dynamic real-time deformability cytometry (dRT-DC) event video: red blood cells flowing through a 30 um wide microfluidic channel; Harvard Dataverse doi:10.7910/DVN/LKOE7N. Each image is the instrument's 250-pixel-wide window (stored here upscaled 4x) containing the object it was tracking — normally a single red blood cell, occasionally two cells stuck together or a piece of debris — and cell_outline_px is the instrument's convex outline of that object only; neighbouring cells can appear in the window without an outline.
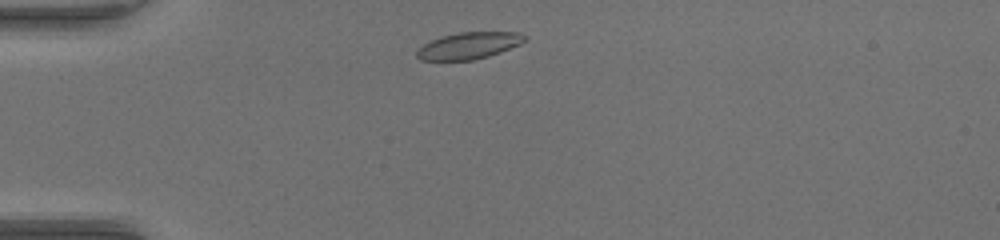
{"species": "common noctule bat (a hibernating species)", "species_latin": "Nyctalus noctula", "temperature_condition": "warm", "stored_images_in_passage": 40, "camera_frame_rate_fps": 3000, "um_per_image_px": 0.085, "animal": {"sex": "female", "body_mass_g": 17.0, "forearm_length_mm": 48.0}, "frame": {"image": 1, "passage_image": 2, "time_ms": 0.333, "image_size_px": [1000, 240], "cell_outline_px": [[528, 40], [520, 44], [500, 52], [488, 56], [472, 60], [420, 60], [416, 56], [416, 52], [424, 44], [440, 36], [460, 32], [520, 32], [528, 36]], "centroid_in_image_um": [39.89, 3.87], "position_along_channel_um": 45.1, "area_um2": 16.82}}
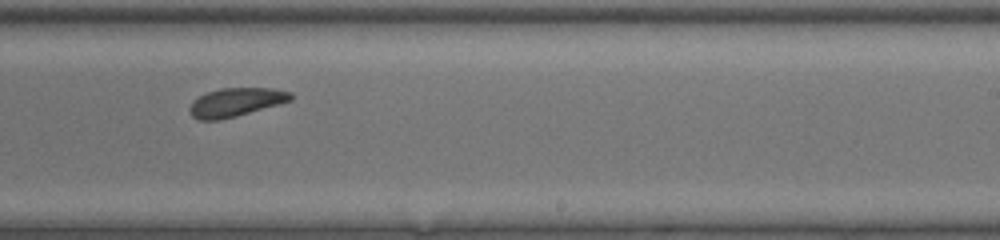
{"frame": {"image": 2, "passage_image": 21, "time_ms": 6.667, "image_size_px": [1000, 240], "cell_outline_px": [[292, 100], [236, 116], [220, 120], [200, 120], [192, 116], [188, 112], [188, 108], [192, 100], [208, 92], [220, 88], [272, 88], [292, 92]], "centroid_in_image_um": [20.01, 8.69], "position_along_channel_um": 269.0, "area_um2": 16.82}}
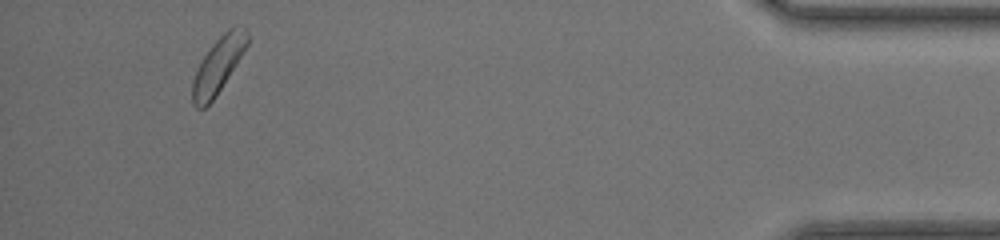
{"frame": {"image": 3, "passage_image": 37, "time_ms": 12.0, "image_size_px": [1000, 240], "cell_outline_px": [[248, 44], [216, 96], [204, 108], [196, 108], [192, 104], [192, 80], [204, 56], [212, 44], [228, 28], [236, 24], [244, 28], [248, 32]], "centroid_in_image_um": [18.54, 5.53], "position_along_channel_um": 416.7, "area_um2": 17.51}, "authors_computed_cell_mechanics": {"area_um2": 17.3111, "velocity_mm_per_s": 3.9854, "shape_relaxation_time_tau1_ms": 8.0216, "shape_relaxation_time_tau2_ms": 4.7476, "deformation_change_tau1": 0.0913, "deformation_change_tau2": 0.1014}}